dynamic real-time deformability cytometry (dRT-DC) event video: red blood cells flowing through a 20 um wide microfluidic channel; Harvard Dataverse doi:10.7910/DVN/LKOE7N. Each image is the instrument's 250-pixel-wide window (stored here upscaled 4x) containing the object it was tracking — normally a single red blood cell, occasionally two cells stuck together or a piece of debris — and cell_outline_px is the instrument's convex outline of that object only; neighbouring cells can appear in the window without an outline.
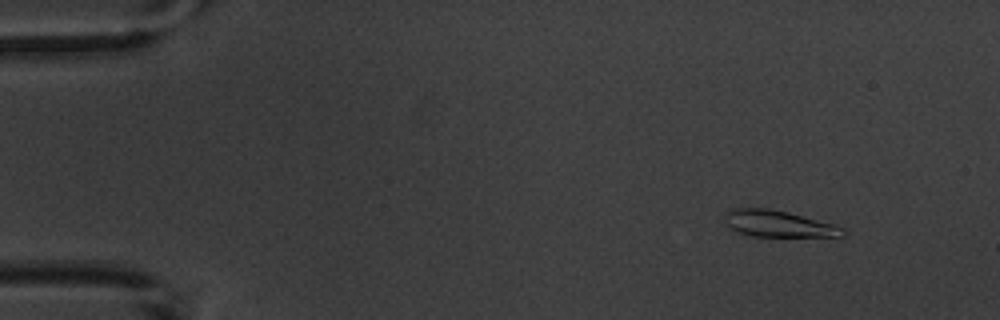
{"species": "common noctule bat (a hibernating species)", "species_latin": "Nyctalus noctula", "temperature_condition": "warm", "stored_images_in_passage": 5, "camera_frame_rate_fps": 3000, "um_per_image_px": 0.085, "animal": {"sex": "male", "body_mass_g": 20.1, "forearm_length_mm": 53.5}, "frame": {"image": 1, "passage_image": 2, "time_ms": 1.333, "image_size_px": [1000, 320], "cell_outline_px": [[848, 232], [844, 236], [752, 236], [736, 232], [724, 220], [724, 212], [736, 208], [768, 208], [788, 212], [836, 224], [844, 228]], "centroid_in_image_um": [66.19, 19.01], "position_along_channel_um": 18.8, "area_um2": 18.32}}